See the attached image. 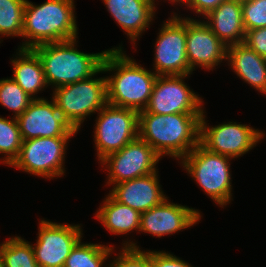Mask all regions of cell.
Masks as SVG:
<instances>
[{
    "label": "cell",
    "mask_w": 266,
    "mask_h": 267,
    "mask_svg": "<svg viewBox=\"0 0 266 267\" xmlns=\"http://www.w3.org/2000/svg\"><path fill=\"white\" fill-rule=\"evenodd\" d=\"M151 267H191L175 255L161 251H150Z\"/></svg>",
    "instance_id": "obj_31"
},
{
    "label": "cell",
    "mask_w": 266,
    "mask_h": 267,
    "mask_svg": "<svg viewBox=\"0 0 266 267\" xmlns=\"http://www.w3.org/2000/svg\"><path fill=\"white\" fill-rule=\"evenodd\" d=\"M26 0H0V35L22 36Z\"/></svg>",
    "instance_id": "obj_25"
},
{
    "label": "cell",
    "mask_w": 266,
    "mask_h": 267,
    "mask_svg": "<svg viewBox=\"0 0 266 267\" xmlns=\"http://www.w3.org/2000/svg\"><path fill=\"white\" fill-rule=\"evenodd\" d=\"M162 25L155 45V74L157 76L191 74L186 53V18L175 14Z\"/></svg>",
    "instance_id": "obj_9"
},
{
    "label": "cell",
    "mask_w": 266,
    "mask_h": 267,
    "mask_svg": "<svg viewBox=\"0 0 266 267\" xmlns=\"http://www.w3.org/2000/svg\"><path fill=\"white\" fill-rule=\"evenodd\" d=\"M18 56L13 59V80L30 97L37 94L42 88L48 86L42 63L32 49L19 48Z\"/></svg>",
    "instance_id": "obj_21"
},
{
    "label": "cell",
    "mask_w": 266,
    "mask_h": 267,
    "mask_svg": "<svg viewBox=\"0 0 266 267\" xmlns=\"http://www.w3.org/2000/svg\"><path fill=\"white\" fill-rule=\"evenodd\" d=\"M4 267H40L36 262L32 244L21 237H13L0 244Z\"/></svg>",
    "instance_id": "obj_24"
},
{
    "label": "cell",
    "mask_w": 266,
    "mask_h": 267,
    "mask_svg": "<svg viewBox=\"0 0 266 267\" xmlns=\"http://www.w3.org/2000/svg\"><path fill=\"white\" fill-rule=\"evenodd\" d=\"M109 267H151L150 251H141L136 243H124L122 251Z\"/></svg>",
    "instance_id": "obj_28"
},
{
    "label": "cell",
    "mask_w": 266,
    "mask_h": 267,
    "mask_svg": "<svg viewBox=\"0 0 266 267\" xmlns=\"http://www.w3.org/2000/svg\"><path fill=\"white\" fill-rule=\"evenodd\" d=\"M244 43L266 59V27L247 31Z\"/></svg>",
    "instance_id": "obj_30"
},
{
    "label": "cell",
    "mask_w": 266,
    "mask_h": 267,
    "mask_svg": "<svg viewBox=\"0 0 266 267\" xmlns=\"http://www.w3.org/2000/svg\"><path fill=\"white\" fill-rule=\"evenodd\" d=\"M203 113L154 114L139 112L138 137L161 157L180 160L200 143V118Z\"/></svg>",
    "instance_id": "obj_1"
},
{
    "label": "cell",
    "mask_w": 266,
    "mask_h": 267,
    "mask_svg": "<svg viewBox=\"0 0 266 267\" xmlns=\"http://www.w3.org/2000/svg\"><path fill=\"white\" fill-rule=\"evenodd\" d=\"M231 157L208 151L200 143L182 159V166L218 205L231 200Z\"/></svg>",
    "instance_id": "obj_5"
},
{
    "label": "cell",
    "mask_w": 266,
    "mask_h": 267,
    "mask_svg": "<svg viewBox=\"0 0 266 267\" xmlns=\"http://www.w3.org/2000/svg\"><path fill=\"white\" fill-rule=\"evenodd\" d=\"M263 137V132L236 122L208 127L204 111L200 118V144L212 153L229 156L231 159L246 154Z\"/></svg>",
    "instance_id": "obj_10"
},
{
    "label": "cell",
    "mask_w": 266,
    "mask_h": 267,
    "mask_svg": "<svg viewBox=\"0 0 266 267\" xmlns=\"http://www.w3.org/2000/svg\"><path fill=\"white\" fill-rule=\"evenodd\" d=\"M116 201L140 213L160 204L165 198L157 172L117 183L109 193Z\"/></svg>",
    "instance_id": "obj_17"
},
{
    "label": "cell",
    "mask_w": 266,
    "mask_h": 267,
    "mask_svg": "<svg viewBox=\"0 0 266 267\" xmlns=\"http://www.w3.org/2000/svg\"><path fill=\"white\" fill-rule=\"evenodd\" d=\"M96 213L100 222L113 234H127L140 228L141 213L116 201L110 194Z\"/></svg>",
    "instance_id": "obj_22"
},
{
    "label": "cell",
    "mask_w": 266,
    "mask_h": 267,
    "mask_svg": "<svg viewBox=\"0 0 266 267\" xmlns=\"http://www.w3.org/2000/svg\"><path fill=\"white\" fill-rule=\"evenodd\" d=\"M23 139L17 118L12 120L0 117V153H4L3 164L12 165L18 158Z\"/></svg>",
    "instance_id": "obj_26"
},
{
    "label": "cell",
    "mask_w": 266,
    "mask_h": 267,
    "mask_svg": "<svg viewBox=\"0 0 266 267\" xmlns=\"http://www.w3.org/2000/svg\"><path fill=\"white\" fill-rule=\"evenodd\" d=\"M73 0H47L41 5H33L26 0L22 37L28 39L21 49L63 42L77 38V25Z\"/></svg>",
    "instance_id": "obj_3"
},
{
    "label": "cell",
    "mask_w": 266,
    "mask_h": 267,
    "mask_svg": "<svg viewBox=\"0 0 266 267\" xmlns=\"http://www.w3.org/2000/svg\"><path fill=\"white\" fill-rule=\"evenodd\" d=\"M23 140L39 137H72L77 130L65 120L52 98L31 101L27 109L17 117Z\"/></svg>",
    "instance_id": "obj_14"
},
{
    "label": "cell",
    "mask_w": 266,
    "mask_h": 267,
    "mask_svg": "<svg viewBox=\"0 0 266 267\" xmlns=\"http://www.w3.org/2000/svg\"><path fill=\"white\" fill-rule=\"evenodd\" d=\"M76 39L45 43L32 48L38 55L46 82L56 88L87 79L104 72L102 61L107 50L101 53H84L75 47Z\"/></svg>",
    "instance_id": "obj_4"
},
{
    "label": "cell",
    "mask_w": 266,
    "mask_h": 267,
    "mask_svg": "<svg viewBox=\"0 0 266 267\" xmlns=\"http://www.w3.org/2000/svg\"><path fill=\"white\" fill-rule=\"evenodd\" d=\"M0 267H4V266H3V260H2V258H1V256H0Z\"/></svg>",
    "instance_id": "obj_34"
},
{
    "label": "cell",
    "mask_w": 266,
    "mask_h": 267,
    "mask_svg": "<svg viewBox=\"0 0 266 267\" xmlns=\"http://www.w3.org/2000/svg\"><path fill=\"white\" fill-rule=\"evenodd\" d=\"M205 23L227 46L243 43L246 30L243 24L242 2L227 0L206 15Z\"/></svg>",
    "instance_id": "obj_19"
},
{
    "label": "cell",
    "mask_w": 266,
    "mask_h": 267,
    "mask_svg": "<svg viewBox=\"0 0 266 267\" xmlns=\"http://www.w3.org/2000/svg\"><path fill=\"white\" fill-rule=\"evenodd\" d=\"M37 244L32 245L40 267H64L71 250L82 238L80 225H66L41 220Z\"/></svg>",
    "instance_id": "obj_13"
},
{
    "label": "cell",
    "mask_w": 266,
    "mask_h": 267,
    "mask_svg": "<svg viewBox=\"0 0 266 267\" xmlns=\"http://www.w3.org/2000/svg\"><path fill=\"white\" fill-rule=\"evenodd\" d=\"M98 114L94 140L101 161L138 137L139 112L108 103Z\"/></svg>",
    "instance_id": "obj_7"
},
{
    "label": "cell",
    "mask_w": 266,
    "mask_h": 267,
    "mask_svg": "<svg viewBox=\"0 0 266 267\" xmlns=\"http://www.w3.org/2000/svg\"><path fill=\"white\" fill-rule=\"evenodd\" d=\"M188 75L157 76L147 107L154 114L203 113V101L183 81Z\"/></svg>",
    "instance_id": "obj_12"
},
{
    "label": "cell",
    "mask_w": 266,
    "mask_h": 267,
    "mask_svg": "<svg viewBox=\"0 0 266 267\" xmlns=\"http://www.w3.org/2000/svg\"><path fill=\"white\" fill-rule=\"evenodd\" d=\"M165 198L160 204L141 213L139 231L162 237L199 222L200 212L194 208L173 204Z\"/></svg>",
    "instance_id": "obj_16"
},
{
    "label": "cell",
    "mask_w": 266,
    "mask_h": 267,
    "mask_svg": "<svg viewBox=\"0 0 266 267\" xmlns=\"http://www.w3.org/2000/svg\"><path fill=\"white\" fill-rule=\"evenodd\" d=\"M169 1H172V3H173V2H175V3H176V2H178V3L181 2L182 4H184V1H185V0H169Z\"/></svg>",
    "instance_id": "obj_33"
},
{
    "label": "cell",
    "mask_w": 266,
    "mask_h": 267,
    "mask_svg": "<svg viewBox=\"0 0 266 267\" xmlns=\"http://www.w3.org/2000/svg\"><path fill=\"white\" fill-rule=\"evenodd\" d=\"M242 16L246 32L266 27V0L243 1Z\"/></svg>",
    "instance_id": "obj_29"
},
{
    "label": "cell",
    "mask_w": 266,
    "mask_h": 267,
    "mask_svg": "<svg viewBox=\"0 0 266 267\" xmlns=\"http://www.w3.org/2000/svg\"><path fill=\"white\" fill-rule=\"evenodd\" d=\"M161 157L144 140L137 137L117 152L103 158L107 165V184H117L157 172L156 164Z\"/></svg>",
    "instance_id": "obj_11"
},
{
    "label": "cell",
    "mask_w": 266,
    "mask_h": 267,
    "mask_svg": "<svg viewBox=\"0 0 266 267\" xmlns=\"http://www.w3.org/2000/svg\"><path fill=\"white\" fill-rule=\"evenodd\" d=\"M154 0H103L108 12L135 42L155 16Z\"/></svg>",
    "instance_id": "obj_18"
},
{
    "label": "cell",
    "mask_w": 266,
    "mask_h": 267,
    "mask_svg": "<svg viewBox=\"0 0 266 267\" xmlns=\"http://www.w3.org/2000/svg\"><path fill=\"white\" fill-rule=\"evenodd\" d=\"M227 0H185L184 3L190 9L196 12V14H201L206 16L212 10L216 9L222 2Z\"/></svg>",
    "instance_id": "obj_32"
},
{
    "label": "cell",
    "mask_w": 266,
    "mask_h": 267,
    "mask_svg": "<svg viewBox=\"0 0 266 267\" xmlns=\"http://www.w3.org/2000/svg\"><path fill=\"white\" fill-rule=\"evenodd\" d=\"M186 53L190 69L196 66L214 69L227 56L224 44L205 21L186 18Z\"/></svg>",
    "instance_id": "obj_15"
},
{
    "label": "cell",
    "mask_w": 266,
    "mask_h": 267,
    "mask_svg": "<svg viewBox=\"0 0 266 267\" xmlns=\"http://www.w3.org/2000/svg\"><path fill=\"white\" fill-rule=\"evenodd\" d=\"M33 99L36 97H30L12 78L0 80V104L13 110V117L20 116Z\"/></svg>",
    "instance_id": "obj_27"
},
{
    "label": "cell",
    "mask_w": 266,
    "mask_h": 267,
    "mask_svg": "<svg viewBox=\"0 0 266 267\" xmlns=\"http://www.w3.org/2000/svg\"><path fill=\"white\" fill-rule=\"evenodd\" d=\"M92 77L54 88L53 100L57 109L77 131L89 114L100 111L108 104L106 77Z\"/></svg>",
    "instance_id": "obj_6"
},
{
    "label": "cell",
    "mask_w": 266,
    "mask_h": 267,
    "mask_svg": "<svg viewBox=\"0 0 266 267\" xmlns=\"http://www.w3.org/2000/svg\"><path fill=\"white\" fill-rule=\"evenodd\" d=\"M123 53L122 47L107 50L102 68L116 71L106 77L108 103L117 107L144 110L150 100L157 75Z\"/></svg>",
    "instance_id": "obj_2"
},
{
    "label": "cell",
    "mask_w": 266,
    "mask_h": 267,
    "mask_svg": "<svg viewBox=\"0 0 266 267\" xmlns=\"http://www.w3.org/2000/svg\"><path fill=\"white\" fill-rule=\"evenodd\" d=\"M71 137H39L23 140L11 165L33 175L54 178L64 174L65 150Z\"/></svg>",
    "instance_id": "obj_8"
},
{
    "label": "cell",
    "mask_w": 266,
    "mask_h": 267,
    "mask_svg": "<svg viewBox=\"0 0 266 267\" xmlns=\"http://www.w3.org/2000/svg\"><path fill=\"white\" fill-rule=\"evenodd\" d=\"M113 246L81 243V239L73 247L64 267H102L113 251Z\"/></svg>",
    "instance_id": "obj_23"
},
{
    "label": "cell",
    "mask_w": 266,
    "mask_h": 267,
    "mask_svg": "<svg viewBox=\"0 0 266 267\" xmlns=\"http://www.w3.org/2000/svg\"><path fill=\"white\" fill-rule=\"evenodd\" d=\"M226 60L244 82L266 94V59L244 42L227 46Z\"/></svg>",
    "instance_id": "obj_20"
}]
</instances>
